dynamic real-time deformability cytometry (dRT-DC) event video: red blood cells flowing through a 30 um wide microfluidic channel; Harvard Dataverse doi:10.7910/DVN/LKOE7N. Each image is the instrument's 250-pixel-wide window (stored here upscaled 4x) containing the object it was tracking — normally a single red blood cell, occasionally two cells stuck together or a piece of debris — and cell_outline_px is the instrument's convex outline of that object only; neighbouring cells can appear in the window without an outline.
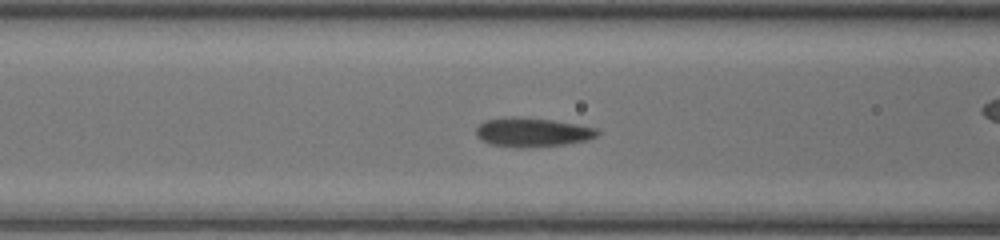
{"species": "common noctule bat (a hibernating species)", "species_latin": "Nyctalus noctula", "temperature_condition": "room temperature", "stored_images_in_passage": 41, "camera_frame_rate_fps": 3000, "um_per_image_px": 0.085, "animal": {"sex": "female", "body_mass_g": 20.0, "forearm_length_mm": 54.0}, "frame": {"image": 1, "passage_image": 11, "time_ms": 3.333, "image_size_px": [1000, 240], "cell_outline_px": [[600, 132], [596, 136], [588, 140], [564, 144], [528, 148], [520, 148], [492, 144], [480, 140], [476, 136], [476, 128], [484, 120], [512, 116], [516, 116], [552, 120], [576, 124], [596, 128]], "centroid_in_image_um": [45.22, 11.24], "position_along_channel_um": 121.4, "area_um2": 20.63}}
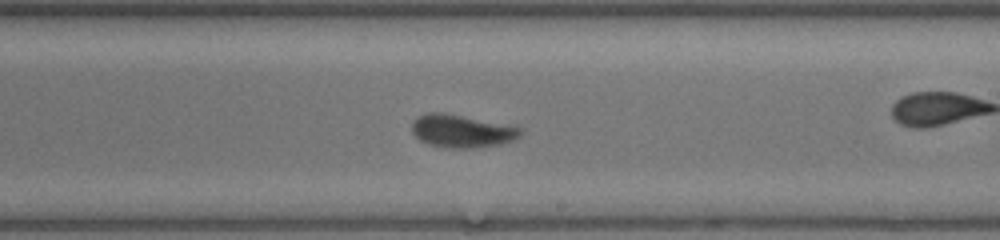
{"frame": {"image": 2, "passage_image": 20, "time_ms": 6.333, "image_size_px": [1000, 240], "cell_outline_px": [[524, 132], [520, 136], [512, 140], [500, 144], [472, 148], [452, 148], [428, 144], [420, 140], [412, 132], [412, 120], [416, 116], [428, 112], [444, 112], [516, 124]], "centroid_in_image_um": [39.3, 11.1], "position_along_channel_um": 249.7, "area_um2": 21.44}}
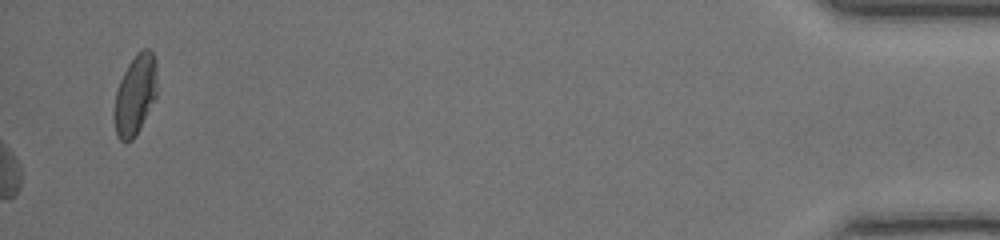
{"frame": {"image": 3, "passage_image": 41, "time_ms": 13.333, "image_size_px": [1000, 240], "cell_outline_px": [[156, 96], [140, 128], [132, 140], [124, 144], [116, 136], [112, 116], [112, 112], [116, 92], [120, 80], [128, 64], [136, 52], [144, 48], [152, 48], [156, 60]], "centroid_in_image_um": [11.46, 8.07], "position_along_channel_um": 423.7, "area_um2": 20.46}, "authors_computed_cell_mechanics": {"area_um2": 20.4612, "velocity_mm_per_s": 4.2877, "shape_relaxation_time_tau1_ms": 2.9642, "shape_relaxation_time_tau2_ms": 1.1486, "deformation_change_tau1": 0.1133, "deformation_change_tau2": 0.0489}}